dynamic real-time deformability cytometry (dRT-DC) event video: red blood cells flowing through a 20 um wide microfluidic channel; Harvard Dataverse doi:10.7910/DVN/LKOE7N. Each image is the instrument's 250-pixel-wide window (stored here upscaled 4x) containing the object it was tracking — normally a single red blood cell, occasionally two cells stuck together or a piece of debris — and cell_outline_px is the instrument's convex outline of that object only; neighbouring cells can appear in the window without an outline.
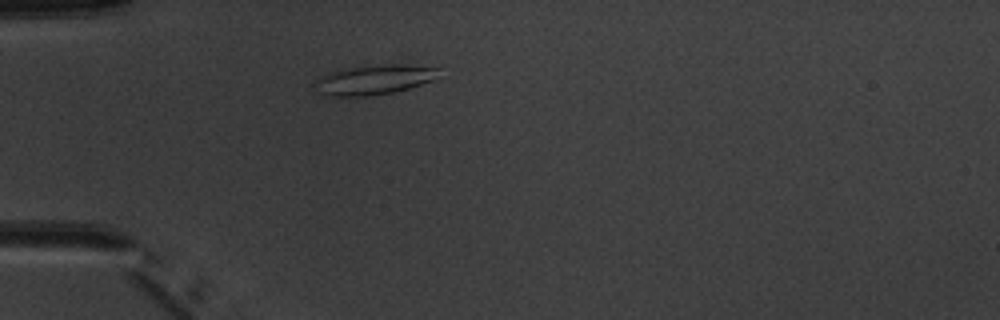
{"species": "common noctule bat (a hibernating species)", "species_latin": "Nyctalus noctula", "temperature_condition": "warm", "stored_images_in_passage": 6, "camera_frame_rate_fps": 3000, "um_per_image_px": 0.085, "animal": {"sex": "male", "body_mass_g": 20.1, "forearm_length_mm": 53.5}, "frame": {"image": 1, "passage_image": 6, "time_ms": 6.667, "image_size_px": [1000, 320], "cell_outline_px": [[440, 68], [436, 76], [432, 80], [408, 88], [392, 92], [368, 96], [332, 96], [320, 92], [316, 84], [316, 80], [328, 72], [344, 68], [384, 64], [404, 64]], "centroid_in_image_um": [31.8, 6.76], "position_along_channel_um": 53.2, "area_um2": 21.1}}